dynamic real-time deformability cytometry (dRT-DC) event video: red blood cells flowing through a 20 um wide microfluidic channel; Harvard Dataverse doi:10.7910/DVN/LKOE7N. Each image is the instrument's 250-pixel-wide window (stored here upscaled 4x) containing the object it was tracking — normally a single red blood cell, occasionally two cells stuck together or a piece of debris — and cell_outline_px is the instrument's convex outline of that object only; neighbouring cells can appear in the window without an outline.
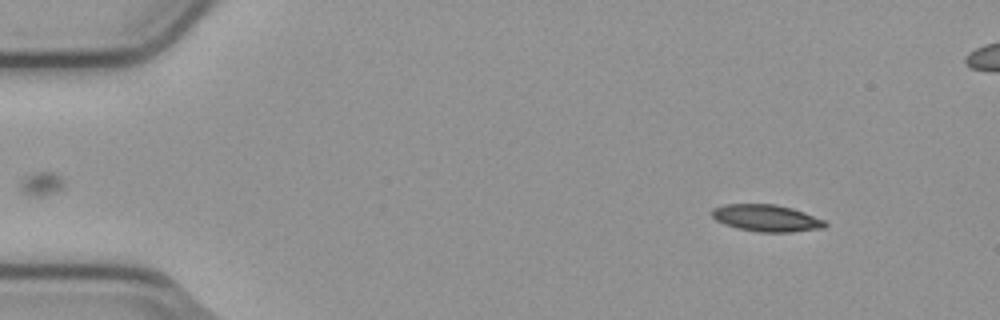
{"species": "common noctule bat (a hibernating species)", "species_latin": "Nyctalus noctula", "temperature_condition": "cold", "stored_images_in_passage": 5, "camera_frame_rate_fps": 3000, "um_per_image_px": 0.085, "animal": {"sex": "male", "body_mass_g": 23.1, "forearm_length_mm": 52.7}, "frame": {"image": 1, "passage_image": 1, "time_ms": 0.0, "image_size_px": [1000, 320], "cell_outline_px": [[828, 224], [824, 228], [792, 232], [760, 232], [736, 228], [724, 224], [716, 220], [712, 216], [712, 208], [724, 204], [776, 204], [792, 208], [804, 212], [824, 220]], "centroid_in_image_um": [65.14, 18.54], "position_along_channel_um": 19.9, "area_um2": 17.8}}